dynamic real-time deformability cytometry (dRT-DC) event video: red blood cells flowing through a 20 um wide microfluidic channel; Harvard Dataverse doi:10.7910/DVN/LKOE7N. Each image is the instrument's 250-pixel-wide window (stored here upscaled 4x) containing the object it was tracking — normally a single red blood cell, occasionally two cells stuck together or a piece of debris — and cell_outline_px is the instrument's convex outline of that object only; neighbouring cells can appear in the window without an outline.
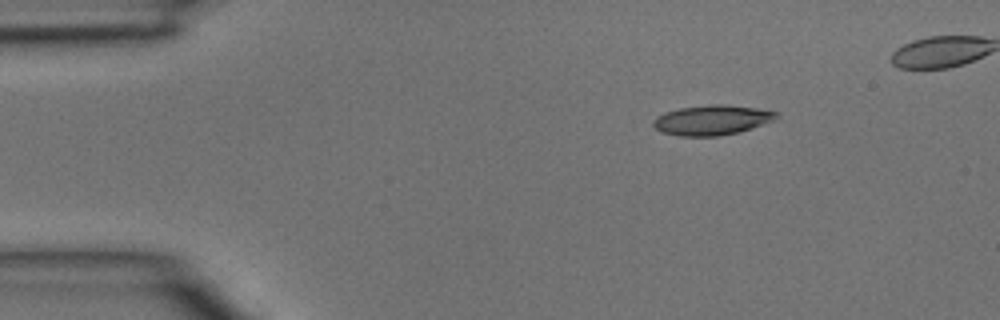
{"species": "common noctule bat (a hibernating species)", "species_latin": "Nyctalus noctula", "temperature_condition": "room temperature", "stored_images_in_passage": 3, "camera_frame_rate_fps": 3000, "um_per_image_px": 0.085, "animal": {"sex": "male", "body_mass_g": 15.6}, "frame": {"image": 1, "passage_image": 3, "time_ms": 0.667, "image_size_px": [1000, 320], "cell_outline_px": [[780, 112], [776, 120], [740, 132], [716, 136], [680, 136], [660, 132], [652, 124], [652, 120], [656, 116], [664, 112], [680, 108], [708, 104], [724, 104], [756, 108]], "centroid_in_image_um": [60.52, 10.2], "position_along_channel_um": 24.5, "area_um2": 21.73}}